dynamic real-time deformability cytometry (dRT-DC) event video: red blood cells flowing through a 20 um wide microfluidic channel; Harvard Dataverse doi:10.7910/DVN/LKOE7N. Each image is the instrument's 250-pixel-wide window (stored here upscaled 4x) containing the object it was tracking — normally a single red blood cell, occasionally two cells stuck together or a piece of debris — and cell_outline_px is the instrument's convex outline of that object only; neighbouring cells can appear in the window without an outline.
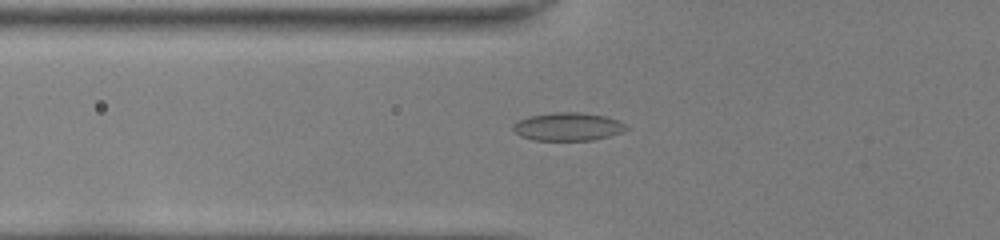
{"species": "common noctule bat (a hibernating species)", "species_latin": "Nyctalus noctula", "temperature_condition": "room temperature", "stored_images_in_passage": 38, "camera_frame_rate_fps": 3000, "um_per_image_px": 0.085, "animal": {"sex": "female", "body_mass_g": 22.0, "forearm_length_mm": 56.7}, "frame": {"image": 1, "passage_image": 7, "time_ms": 2.0, "image_size_px": [1000, 240], "cell_outline_px": [[632, 128], [608, 136], [592, 140], [536, 140], [520, 136], [512, 128], [512, 124], [528, 116], [556, 112], [580, 112], [604, 116], [616, 120]], "centroid_in_image_um": [48.26, 10.76], "position_along_channel_um": 77.5, "area_um2": 18.38}}
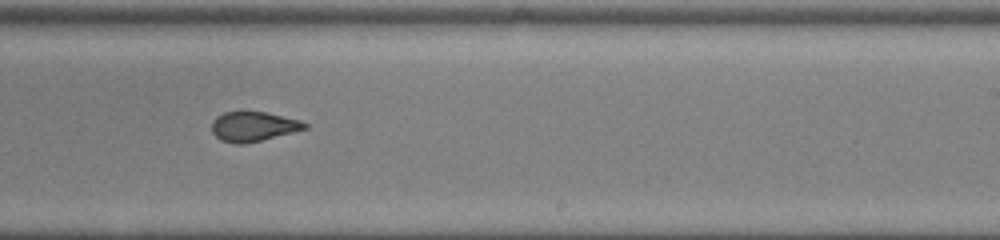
{"frame": {"image": 2, "passage_image": 21, "time_ms": 6.667, "image_size_px": [1000, 240], "cell_outline_px": [[308, 128], [244, 144], [236, 144], [220, 140], [212, 132], [212, 120], [216, 116], [224, 112], [264, 112], [300, 120], [308, 124]], "centroid_in_image_um": [21.5, 10.75], "position_along_channel_um": 267.5, "area_um2": 15.9}}
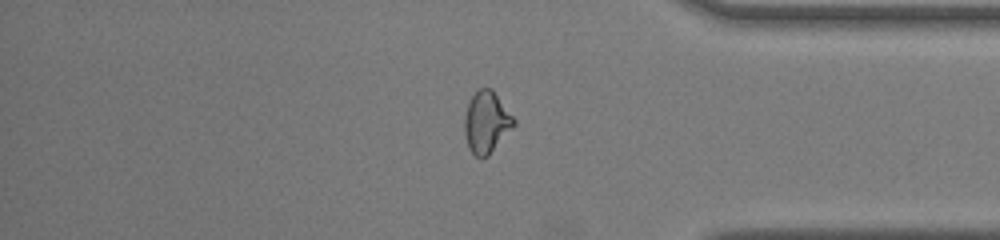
{"frame": {"image": 3, "passage_image": 31, "time_ms": 10.0, "image_size_px": [1000, 240], "cell_outline_px": [[516, 124], [488, 156], [480, 160], [468, 148], [464, 132], [464, 120], [468, 104], [472, 96], [480, 88], [492, 88], [516, 120]], "centroid_in_image_um": [41.35, 10.41], "position_along_channel_um": 393.8, "area_um2": 17.74}, "authors_computed_cell_mechanics": {"area_um2": 17.0799, "velocity_mm_per_s": 4.0828, "shape_relaxation_time_tau1_ms": 10.4618, "shape_relaxation_time_tau2_ms": 0.8349, "deformation_change_tau1": 0.2749, "deformation_change_tau2": 0.0744}}